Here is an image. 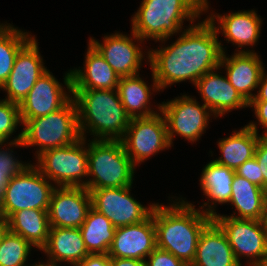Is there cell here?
Listing matches in <instances>:
<instances>
[{
    "label": "cell",
    "mask_w": 267,
    "mask_h": 266,
    "mask_svg": "<svg viewBox=\"0 0 267 266\" xmlns=\"http://www.w3.org/2000/svg\"><path fill=\"white\" fill-rule=\"evenodd\" d=\"M248 107L254 109L258 124L265 129L263 134L267 135V101H250Z\"/></svg>",
    "instance_id": "37"
},
{
    "label": "cell",
    "mask_w": 267,
    "mask_h": 266,
    "mask_svg": "<svg viewBox=\"0 0 267 266\" xmlns=\"http://www.w3.org/2000/svg\"><path fill=\"white\" fill-rule=\"evenodd\" d=\"M204 105L216 116H223L233 109L248 107V102L231 85L228 78L215 70L205 73L195 85Z\"/></svg>",
    "instance_id": "19"
},
{
    "label": "cell",
    "mask_w": 267,
    "mask_h": 266,
    "mask_svg": "<svg viewBox=\"0 0 267 266\" xmlns=\"http://www.w3.org/2000/svg\"><path fill=\"white\" fill-rule=\"evenodd\" d=\"M47 180L32 164L8 179L2 191L3 217L8 219L13 213L24 209L48 210L56 186Z\"/></svg>",
    "instance_id": "7"
},
{
    "label": "cell",
    "mask_w": 267,
    "mask_h": 266,
    "mask_svg": "<svg viewBox=\"0 0 267 266\" xmlns=\"http://www.w3.org/2000/svg\"><path fill=\"white\" fill-rule=\"evenodd\" d=\"M158 107L165 118L167 136L172 146L175 134L190 142H196L208 127L209 118L214 114L196 99L183 95L168 102H162Z\"/></svg>",
    "instance_id": "11"
},
{
    "label": "cell",
    "mask_w": 267,
    "mask_h": 266,
    "mask_svg": "<svg viewBox=\"0 0 267 266\" xmlns=\"http://www.w3.org/2000/svg\"><path fill=\"white\" fill-rule=\"evenodd\" d=\"M91 207V195L85 187L56 186L48 209L50 226L80 228Z\"/></svg>",
    "instance_id": "15"
},
{
    "label": "cell",
    "mask_w": 267,
    "mask_h": 266,
    "mask_svg": "<svg viewBox=\"0 0 267 266\" xmlns=\"http://www.w3.org/2000/svg\"><path fill=\"white\" fill-rule=\"evenodd\" d=\"M7 140L0 135V146H2Z\"/></svg>",
    "instance_id": "46"
},
{
    "label": "cell",
    "mask_w": 267,
    "mask_h": 266,
    "mask_svg": "<svg viewBox=\"0 0 267 266\" xmlns=\"http://www.w3.org/2000/svg\"><path fill=\"white\" fill-rule=\"evenodd\" d=\"M258 87V93L251 101H267V75L265 71L261 75Z\"/></svg>",
    "instance_id": "39"
},
{
    "label": "cell",
    "mask_w": 267,
    "mask_h": 266,
    "mask_svg": "<svg viewBox=\"0 0 267 266\" xmlns=\"http://www.w3.org/2000/svg\"><path fill=\"white\" fill-rule=\"evenodd\" d=\"M7 220L11 233L21 236L39 250L46 245L51 228L48 210L24 209L13 213Z\"/></svg>",
    "instance_id": "27"
},
{
    "label": "cell",
    "mask_w": 267,
    "mask_h": 266,
    "mask_svg": "<svg viewBox=\"0 0 267 266\" xmlns=\"http://www.w3.org/2000/svg\"><path fill=\"white\" fill-rule=\"evenodd\" d=\"M255 158L258 161L263 174V189L267 191V135L262 134L259 137L255 150Z\"/></svg>",
    "instance_id": "36"
},
{
    "label": "cell",
    "mask_w": 267,
    "mask_h": 266,
    "mask_svg": "<svg viewBox=\"0 0 267 266\" xmlns=\"http://www.w3.org/2000/svg\"><path fill=\"white\" fill-rule=\"evenodd\" d=\"M209 9L207 0H142L132 17V29L139 38L165 42L182 32L184 20L191 24Z\"/></svg>",
    "instance_id": "4"
},
{
    "label": "cell",
    "mask_w": 267,
    "mask_h": 266,
    "mask_svg": "<svg viewBox=\"0 0 267 266\" xmlns=\"http://www.w3.org/2000/svg\"><path fill=\"white\" fill-rule=\"evenodd\" d=\"M74 266H111V258L108 254H89Z\"/></svg>",
    "instance_id": "38"
},
{
    "label": "cell",
    "mask_w": 267,
    "mask_h": 266,
    "mask_svg": "<svg viewBox=\"0 0 267 266\" xmlns=\"http://www.w3.org/2000/svg\"><path fill=\"white\" fill-rule=\"evenodd\" d=\"M111 266H145V261L126 258H111Z\"/></svg>",
    "instance_id": "40"
},
{
    "label": "cell",
    "mask_w": 267,
    "mask_h": 266,
    "mask_svg": "<svg viewBox=\"0 0 267 266\" xmlns=\"http://www.w3.org/2000/svg\"><path fill=\"white\" fill-rule=\"evenodd\" d=\"M47 71L39 53L38 42L33 36L17 53L13 69L0 88L7 92L4 100L20 104Z\"/></svg>",
    "instance_id": "14"
},
{
    "label": "cell",
    "mask_w": 267,
    "mask_h": 266,
    "mask_svg": "<svg viewBox=\"0 0 267 266\" xmlns=\"http://www.w3.org/2000/svg\"><path fill=\"white\" fill-rule=\"evenodd\" d=\"M259 266H267V255L264 257V260Z\"/></svg>",
    "instance_id": "45"
},
{
    "label": "cell",
    "mask_w": 267,
    "mask_h": 266,
    "mask_svg": "<svg viewBox=\"0 0 267 266\" xmlns=\"http://www.w3.org/2000/svg\"><path fill=\"white\" fill-rule=\"evenodd\" d=\"M36 167L57 187H85L82 177L88 175V150L86 139L44 151L38 157Z\"/></svg>",
    "instance_id": "8"
},
{
    "label": "cell",
    "mask_w": 267,
    "mask_h": 266,
    "mask_svg": "<svg viewBox=\"0 0 267 266\" xmlns=\"http://www.w3.org/2000/svg\"><path fill=\"white\" fill-rule=\"evenodd\" d=\"M156 230L152 214L144 221L116 228L108 255L145 261L156 249Z\"/></svg>",
    "instance_id": "17"
},
{
    "label": "cell",
    "mask_w": 267,
    "mask_h": 266,
    "mask_svg": "<svg viewBox=\"0 0 267 266\" xmlns=\"http://www.w3.org/2000/svg\"><path fill=\"white\" fill-rule=\"evenodd\" d=\"M264 223L267 227V195H266V207H265V217H264Z\"/></svg>",
    "instance_id": "44"
},
{
    "label": "cell",
    "mask_w": 267,
    "mask_h": 266,
    "mask_svg": "<svg viewBox=\"0 0 267 266\" xmlns=\"http://www.w3.org/2000/svg\"><path fill=\"white\" fill-rule=\"evenodd\" d=\"M33 266H59V265H55V264H50V263H39V264H33Z\"/></svg>",
    "instance_id": "43"
},
{
    "label": "cell",
    "mask_w": 267,
    "mask_h": 266,
    "mask_svg": "<svg viewBox=\"0 0 267 266\" xmlns=\"http://www.w3.org/2000/svg\"><path fill=\"white\" fill-rule=\"evenodd\" d=\"M131 36L121 34L119 32L104 36L103 43L90 38L89 42L104 57L107 63L112 67L119 77L134 76L140 74L142 60L144 59L142 47L135 44L143 40L139 38L133 31ZM135 40L133 42V40Z\"/></svg>",
    "instance_id": "16"
},
{
    "label": "cell",
    "mask_w": 267,
    "mask_h": 266,
    "mask_svg": "<svg viewBox=\"0 0 267 266\" xmlns=\"http://www.w3.org/2000/svg\"><path fill=\"white\" fill-rule=\"evenodd\" d=\"M216 18L219 27H216ZM207 19L214 25L218 34L222 30L221 33L226 37V41L238 45L239 49L243 46L255 45L260 38L262 20L254 10L238 11L224 15L211 14Z\"/></svg>",
    "instance_id": "20"
},
{
    "label": "cell",
    "mask_w": 267,
    "mask_h": 266,
    "mask_svg": "<svg viewBox=\"0 0 267 266\" xmlns=\"http://www.w3.org/2000/svg\"><path fill=\"white\" fill-rule=\"evenodd\" d=\"M8 181V178L4 176L3 173L0 172V199L2 200V191L4 189V186L6 185Z\"/></svg>",
    "instance_id": "42"
},
{
    "label": "cell",
    "mask_w": 267,
    "mask_h": 266,
    "mask_svg": "<svg viewBox=\"0 0 267 266\" xmlns=\"http://www.w3.org/2000/svg\"><path fill=\"white\" fill-rule=\"evenodd\" d=\"M221 227L212 220L201 232L190 266H241Z\"/></svg>",
    "instance_id": "21"
},
{
    "label": "cell",
    "mask_w": 267,
    "mask_h": 266,
    "mask_svg": "<svg viewBox=\"0 0 267 266\" xmlns=\"http://www.w3.org/2000/svg\"><path fill=\"white\" fill-rule=\"evenodd\" d=\"M0 146V172L4 174L8 179L21 173L30 164L22 163L15 159L13 156V151L8 147L4 151ZM10 150V151H9Z\"/></svg>",
    "instance_id": "33"
},
{
    "label": "cell",
    "mask_w": 267,
    "mask_h": 266,
    "mask_svg": "<svg viewBox=\"0 0 267 266\" xmlns=\"http://www.w3.org/2000/svg\"><path fill=\"white\" fill-rule=\"evenodd\" d=\"M256 125L251 122L239 131H233L229 137L219 140L218 147L222 155L215 161L236 171L239 166L253 158L260 137Z\"/></svg>",
    "instance_id": "24"
},
{
    "label": "cell",
    "mask_w": 267,
    "mask_h": 266,
    "mask_svg": "<svg viewBox=\"0 0 267 266\" xmlns=\"http://www.w3.org/2000/svg\"><path fill=\"white\" fill-rule=\"evenodd\" d=\"M32 37L9 24L0 29V88L13 69L17 53Z\"/></svg>",
    "instance_id": "30"
},
{
    "label": "cell",
    "mask_w": 267,
    "mask_h": 266,
    "mask_svg": "<svg viewBox=\"0 0 267 266\" xmlns=\"http://www.w3.org/2000/svg\"><path fill=\"white\" fill-rule=\"evenodd\" d=\"M214 25L206 18L184 29L167 47L148 50L152 70V91L189 80L195 85L205 73L220 69L223 52Z\"/></svg>",
    "instance_id": "1"
},
{
    "label": "cell",
    "mask_w": 267,
    "mask_h": 266,
    "mask_svg": "<svg viewBox=\"0 0 267 266\" xmlns=\"http://www.w3.org/2000/svg\"><path fill=\"white\" fill-rule=\"evenodd\" d=\"M79 229L89 254H108L116 228L102 213L91 207Z\"/></svg>",
    "instance_id": "29"
},
{
    "label": "cell",
    "mask_w": 267,
    "mask_h": 266,
    "mask_svg": "<svg viewBox=\"0 0 267 266\" xmlns=\"http://www.w3.org/2000/svg\"><path fill=\"white\" fill-rule=\"evenodd\" d=\"M87 190L132 186L135 165L120 140H93L87 143Z\"/></svg>",
    "instance_id": "6"
},
{
    "label": "cell",
    "mask_w": 267,
    "mask_h": 266,
    "mask_svg": "<svg viewBox=\"0 0 267 266\" xmlns=\"http://www.w3.org/2000/svg\"><path fill=\"white\" fill-rule=\"evenodd\" d=\"M77 107L78 128L81 137L89 130L93 140H121L131 117L123 106L117 89H72Z\"/></svg>",
    "instance_id": "3"
},
{
    "label": "cell",
    "mask_w": 267,
    "mask_h": 266,
    "mask_svg": "<svg viewBox=\"0 0 267 266\" xmlns=\"http://www.w3.org/2000/svg\"><path fill=\"white\" fill-rule=\"evenodd\" d=\"M72 89H117L120 77L89 42L82 69L71 70Z\"/></svg>",
    "instance_id": "22"
},
{
    "label": "cell",
    "mask_w": 267,
    "mask_h": 266,
    "mask_svg": "<svg viewBox=\"0 0 267 266\" xmlns=\"http://www.w3.org/2000/svg\"><path fill=\"white\" fill-rule=\"evenodd\" d=\"M132 186L88 190L92 207L110 220L115 228L140 223L153 211L155 203L143 206L130 195Z\"/></svg>",
    "instance_id": "12"
},
{
    "label": "cell",
    "mask_w": 267,
    "mask_h": 266,
    "mask_svg": "<svg viewBox=\"0 0 267 266\" xmlns=\"http://www.w3.org/2000/svg\"><path fill=\"white\" fill-rule=\"evenodd\" d=\"M41 250L49 258L47 263L55 265L67 262L74 266L89 255L79 228L51 227L48 241Z\"/></svg>",
    "instance_id": "23"
},
{
    "label": "cell",
    "mask_w": 267,
    "mask_h": 266,
    "mask_svg": "<svg viewBox=\"0 0 267 266\" xmlns=\"http://www.w3.org/2000/svg\"><path fill=\"white\" fill-rule=\"evenodd\" d=\"M235 173L263 188V174L255 156L239 166Z\"/></svg>",
    "instance_id": "34"
},
{
    "label": "cell",
    "mask_w": 267,
    "mask_h": 266,
    "mask_svg": "<svg viewBox=\"0 0 267 266\" xmlns=\"http://www.w3.org/2000/svg\"><path fill=\"white\" fill-rule=\"evenodd\" d=\"M64 83L68 92L49 70L44 73L19 104L22 124L29 119L46 116L62 108L72 98L71 69L65 73Z\"/></svg>",
    "instance_id": "13"
},
{
    "label": "cell",
    "mask_w": 267,
    "mask_h": 266,
    "mask_svg": "<svg viewBox=\"0 0 267 266\" xmlns=\"http://www.w3.org/2000/svg\"><path fill=\"white\" fill-rule=\"evenodd\" d=\"M139 77H120L117 91L120 100L131 118L150 117L158 112L150 108L151 88ZM149 104V105H148Z\"/></svg>",
    "instance_id": "28"
},
{
    "label": "cell",
    "mask_w": 267,
    "mask_h": 266,
    "mask_svg": "<svg viewBox=\"0 0 267 266\" xmlns=\"http://www.w3.org/2000/svg\"><path fill=\"white\" fill-rule=\"evenodd\" d=\"M156 247L170 252L190 266L195 258L198 239L213 217L184 201L170 206L156 203L153 208Z\"/></svg>",
    "instance_id": "2"
},
{
    "label": "cell",
    "mask_w": 267,
    "mask_h": 266,
    "mask_svg": "<svg viewBox=\"0 0 267 266\" xmlns=\"http://www.w3.org/2000/svg\"><path fill=\"white\" fill-rule=\"evenodd\" d=\"M120 141L135 166L171 147L166 121L161 112L150 117L131 118Z\"/></svg>",
    "instance_id": "10"
},
{
    "label": "cell",
    "mask_w": 267,
    "mask_h": 266,
    "mask_svg": "<svg viewBox=\"0 0 267 266\" xmlns=\"http://www.w3.org/2000/svg\"><path fill=\"white\" fill-rule=\"evenodd\" d=\"M145 266H188L170 252L156 248L145 260Z\"/></svg>",
    "instance_id": "35"
},
{
    "label": "cell",
    "mask_w": 267,
    "mask_h": 266,
    "mask_svg": "<svg viewBox=\"0 0 267 266\" xmlns=\"http://www.w3.org/2000/svg\"><path fill=\"white\" fill-rule=\"evenodd\" d=\"M31 248L28 241L7 230L0 240V266H28Z\"/></svg>",
    "instance_id": "31"
},
{
    "label": "cell",
    "mask_w": 267,
    "mask_h": 266,
    "mask_svg": "<svg viewBox=\"0 0 267 266\" xmlns=\"http://www.w3.org/2000/svg\"><path fill=\"white\" fill-rule=\"evenodd\" d=\"M213 220L225 232L236 260L249 257V266H259L267 255V227L264 220L238 219L216 214Z\"/></svg>",
    "instance_id": "9"
},
{
    "label": "cell",
    "mask_w": 267,
    "mask_h": 266,
    "mask_svg": "<svg viewBox=\"0 0 267 266\" xmlns=\"http://www.w3.org/2000/svg\"><path fill=\"white\" fill-rule=\"evenodd\" d=\"M8 230V220L4 217L0 218V240L2 236L7 232Z\"/></svg>",
    "instance_id": "41"
},
{
    "label": "cell",
    "mask_w": 267,
    "mask_h": 266,
    "mask_svg": "<svg viewBox=\"0 0 267 266\" xmlns=\"http://www.w3.org/2000/svg\"><path fill=\"white\" fill-rule=\"evenodd\" d=\"M20 123L19 104L0 99V135L9 140Z\"/></svg>",
    "instance_id": "32"
},
{
    "label": "cell",
    "mask_w": 267,
    "mask_h": 266,
    "mask_svg": "<svg viewBox=\"0 0 267 266\" xmlns=\"http://www.w3.org/2000/svg\"><path fill=\"white\" fill-rule=\"evenodd\" d=\"M235 170L217 163L215 160L206 164L202 170L200 178V187L204 195L207 196L208 203L203 205L205 208L201 210L203 213L214 217L217 212L214 209L215 203H229L232 193V182ZM211 201V202H210ZM211 203V205L209 204ZM214 205V206H213Z\"/></svg>",
    "instance_id": "25"
},
{
    "label": "cell",
    "mask_w": 267,
    "mask_h": 266,
    "mask_svg": "<svg viewBox=\"0 0 267 266\" xmlns=\"http://www.w3.org/2000/svg\"><path fill=\"white\" fill-rule=\"evenodd\" d=\"M3 217V211H2V200L0 199V218Z\"/></svg>",
    "instance_id": "47"
},
{
    "label": "cell",
    "mask_w": 267,
    "mask_h": 266,
    "mask_svg": "<svg viewBox=\"0 0 267 266\" xmlns=\"http://www.w3.org/2000/svg\"><path fill=\"white\" fill-rule=\"evenodd\" d=\"M23 125L24 129L20 134L7 144L9 147L37 146V157L46 150L69 145L81 138L77 107L73 98L57 111L29 119Z\"/></svg>",
    "instance_id": "5"
},
{
    "label": "cell",
    "mask_w": 267,
    "mask_h": 266,
    "mask_svg": "<svg viewBox=\"0 0 267 266\" xmlns=\"http://www.w3.org/2000/svg\"><path fill=\"white\" fill-rule=\"evenodd\" d=\"M267 191L246 178L235 173L229 203L238 211V215L229 217L238 219L264 220Z\"/></svg>",
    "instance_id": "26"
},
{
    "label": "cell",
    "mask_w": 267,
    "mask_h": 266,
    "mask_svg": "<svg viewBox=\"0 0 267 266\" xmlns=\"http://www.w3.org/2000/svg\"><path fill=\"white\" fill-rule=\"evenodd\" d=\"M225 54H222L220 69L225 66L229 82L249 103L255 97L251 91L258 88L264 72L263 62L254 50L240 49L230 57Z\"/></svg>",
    "instance_id": "18"
}]
</instances>
